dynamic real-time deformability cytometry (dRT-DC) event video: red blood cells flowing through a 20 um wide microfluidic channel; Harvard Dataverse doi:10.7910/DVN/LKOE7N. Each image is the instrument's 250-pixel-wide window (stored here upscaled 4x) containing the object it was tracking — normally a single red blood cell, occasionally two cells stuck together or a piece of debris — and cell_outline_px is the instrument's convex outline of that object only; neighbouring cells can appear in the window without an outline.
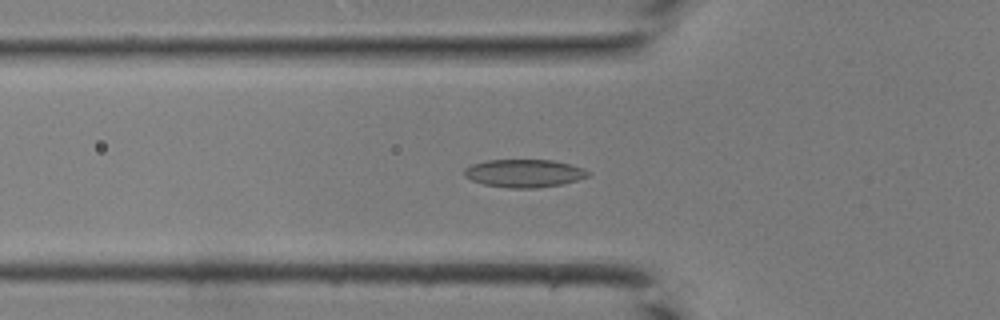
{"species": "common noctule bat (a hibernating species)", "species_latin": "Nyctalus noctula", "temperature_condition": "room temperature", "stored_images_in_passage": 41, "camera_frame_rate_fps": 3000, "um_per_image_px": 0.085, "animal": {"sex": "male", "body_mass_g": 19.0, "forearm_length_mm": 50.8}, "frame": {"image": 1, "passage_image": 14, "time_ms": 4.333, "image_size_px": [1000, 320], "cell_outline_px": [[592, 176], [560, 184], [536, 188], [508, 188], [484, 184], [472, 180], [464, 176], [464, 168], [472, 164], [488, 160], [552, 160], [584, 168], [592, 172]], "centroid_in_image_um": [44.57, 14.73], "position_along_channel_um": 81.2, "area_um2": 20.17}}
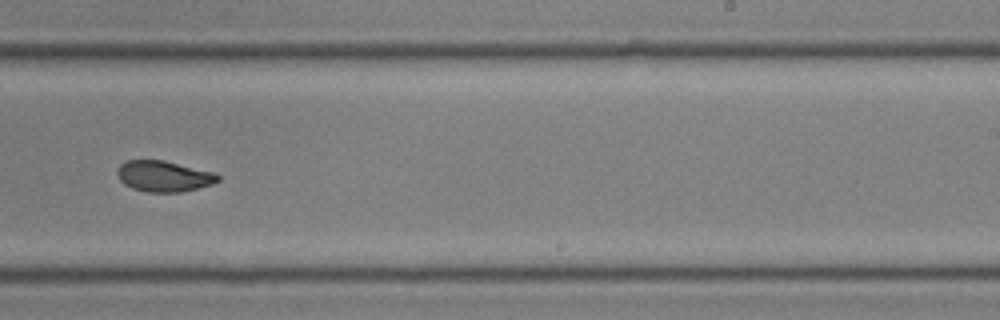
{"frame": {"image": 2, "passage_image": 26, "time_ms": 8.333, "image_size_px": [1000, 320], "cell_outline_px": [[220, 180], [212, 184], [180, 192], [148, 192], [132, 188], [124, 184], [120, 180], [116, 172], [120, 164], [128, 160], [164, 160], [216, 172], [220, 176]], "centroid_in_image_um": [13.94, 14.97], "position_along_channel_um": 275.1, "area_um2": 18.21}}
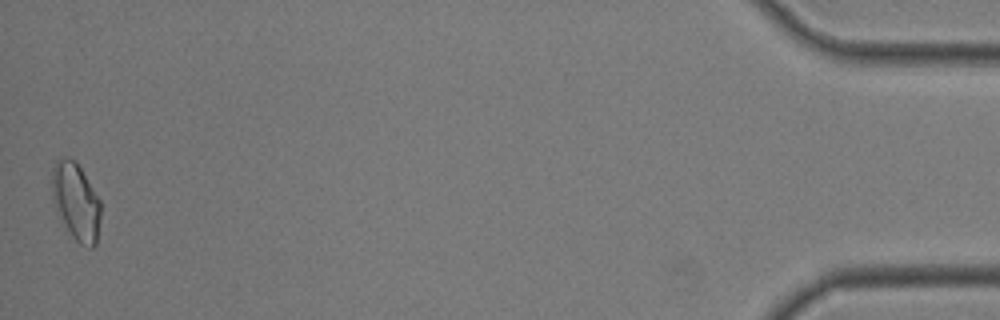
{"frame": {"image": 3, "passage_image": 41, "time_ms": 13.333, "image_size_px": [1000, 320], "cell_outline_px": [[100, 216], [96, 244], [92, 248], [88, 248], [80, 244], [72, 236], [60, 220], [52, 200], [52, 168], [56, 160], [64, 156], [68, 156], [76, 160], [100, 200]], "centroid_in_image_um": [6.44, 17.11], "position_along_channel_um": 428.8, "area_um2": 22.2}}